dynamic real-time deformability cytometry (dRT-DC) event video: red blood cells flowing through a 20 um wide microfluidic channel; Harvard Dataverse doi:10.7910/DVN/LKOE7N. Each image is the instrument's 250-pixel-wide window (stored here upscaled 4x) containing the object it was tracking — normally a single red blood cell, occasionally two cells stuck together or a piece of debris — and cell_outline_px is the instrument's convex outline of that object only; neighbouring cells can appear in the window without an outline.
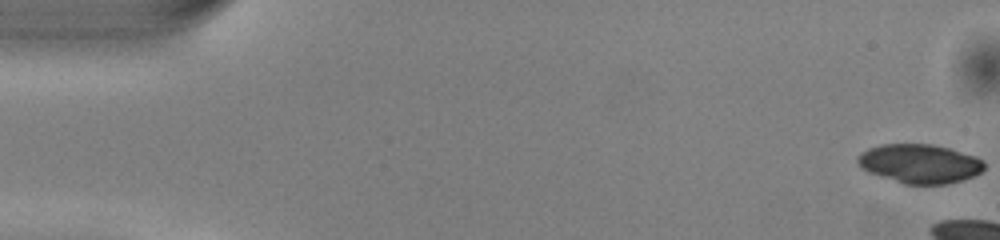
{"species": "common noctule bat (a hibernating species)", "species_latin": "Nyctalus noctula", "temperature_condition": "warm", "stored_images_in_passage": 9, "camera_frame_rate_fps": 3000, "um_per_image_px": 0.085, "animal": {"sex": "male", "body_mass_g": 13.0, "forearm_length_mm": 53.1}, "frame": {"image": 1, "passage_image": 1, "time_ms": 0.0, "image_size_px": [1000, 240], "cell_outline_px": [[984, 168], [980, 172], [972, 176], [948, 184], [904, 184], [868, 172], [856, 160], [856, 156], [860, 152], [868, 148], [880, 144], [932, 144], [948, 148], [976, 156], [984, 160]], "centroid_in_image_um": [78.16, 13.9], "position_along_channel_um": 6.8, "area_um2": 28.73}}